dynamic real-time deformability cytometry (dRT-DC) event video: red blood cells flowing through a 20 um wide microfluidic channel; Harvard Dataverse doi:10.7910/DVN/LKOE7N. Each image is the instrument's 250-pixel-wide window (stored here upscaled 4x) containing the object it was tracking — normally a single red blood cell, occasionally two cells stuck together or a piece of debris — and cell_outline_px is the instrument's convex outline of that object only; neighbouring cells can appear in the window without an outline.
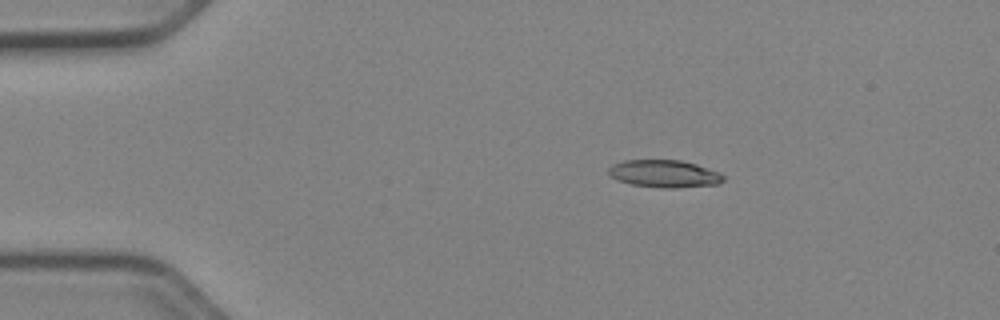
{"species": "Egyptian fruit bat (a non-hibernating species)", "species_latin": "Rousettus aegyptiacus", "temperature_condition": "cold", "stored_images_in_passage": 38, "camera_frame_rate_fps": 3000, "um_per_image_px": 0.085, "animal": {"sex": "female"}, "frame": {"image": 1, "passage_image": 1, "time_ms": 0.0, "image_size_px": [1000, 320], "cell_outline_px": [[724, 180], [720, 184], [676, 188], [660, 188], [632, 184], [620, 180], [612, 176], [608, 172], [608, 168], [612, 164], [624, 160], [680, 160], [696, 164], [720, 172], [724, 176]], "centroid_in_image_um": [56.5, 14.76], "position_along_channel_um": 28.5, "area_um2": 18.38}}
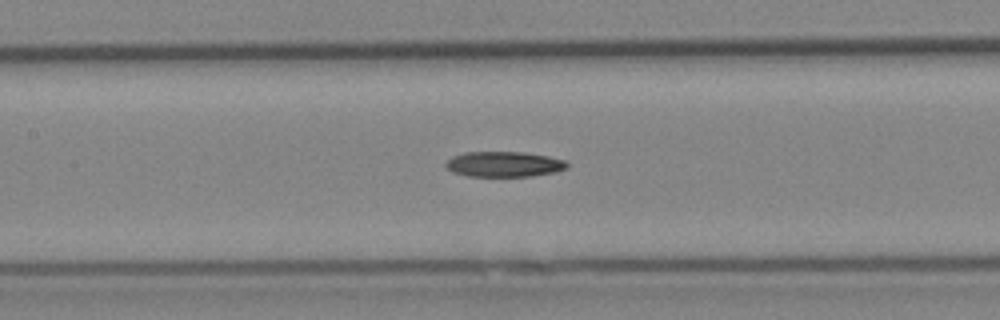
{"frame": {"image": 2, "passage_image": 16, "time_ms": 5.0, "image_size_px": [1000, 320], "cell_outline_px": [[568, 168], [556, 172], [532, 176], [468, 176], [452, 172], [444, 164], [452, 156], [464, 152], [524, 152], [548, 156], [564, 160], [568, 164]], "centroid_in_image_um": [42.85, 13.95], "position_along_channel_um": 164.6, "area_um2": 17.98}}
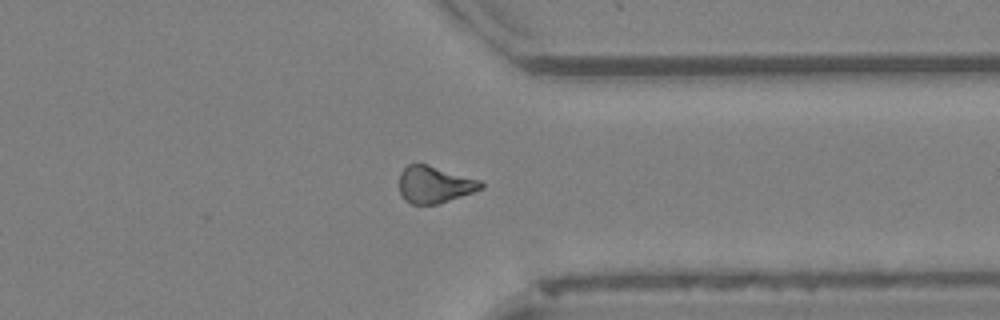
{"frame": {"image": 3, "passage_image": 32, "time_ms": 10.333, "image_size_px": [1000, 320], "cell_outline_px": [[484, 188], [436, 204], [412, 204], [404, 200], [400, 192], [400, 172], [408, 164], [428, 164], [480, 180], [484, 184]], "centroid_in_image_um": [36.92, 15.68], "position_along_channel_um": 374.5, "area_um2": 17.4}}